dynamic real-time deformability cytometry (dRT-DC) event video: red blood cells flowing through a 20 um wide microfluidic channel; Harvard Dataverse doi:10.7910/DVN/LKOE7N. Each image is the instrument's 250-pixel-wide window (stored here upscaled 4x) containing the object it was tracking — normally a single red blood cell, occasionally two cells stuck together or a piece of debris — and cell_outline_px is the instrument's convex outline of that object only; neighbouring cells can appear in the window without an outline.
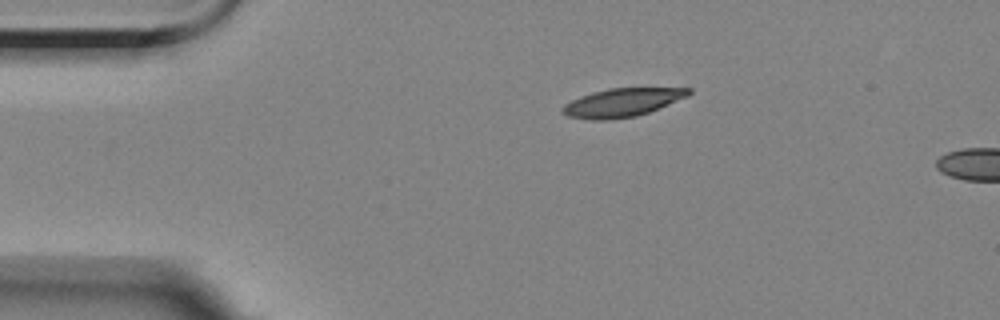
{"species": "Egyptian fruit bat (a non-hibernating species)", "species_latin": "Rousettus aegyptiacus", "temperature_condition": "room temperature", "stored_images_in_passage": 5, "camera_frame_rate_fps": 3000, "um_per_image_px": 0.085, "animal": {"sex": "female"}, "frame": {"image": 1, "passage_image": 5, "time_ms": 5.667, "image_size_px": [1000, 320], "cell_outline_px": [[692, 92], [688, 96], [660, 108], [636, 116], [608, 120], [592, 120], [568, 116], [560, 112], [560, 108], [564, 104], [580, 96], [592, 92], [608, 88], [692, 88]], "centroid_in_image_um": [52.86, 8.71], "position_along_channel_um": 32.1, "area_um2": 20.98}}